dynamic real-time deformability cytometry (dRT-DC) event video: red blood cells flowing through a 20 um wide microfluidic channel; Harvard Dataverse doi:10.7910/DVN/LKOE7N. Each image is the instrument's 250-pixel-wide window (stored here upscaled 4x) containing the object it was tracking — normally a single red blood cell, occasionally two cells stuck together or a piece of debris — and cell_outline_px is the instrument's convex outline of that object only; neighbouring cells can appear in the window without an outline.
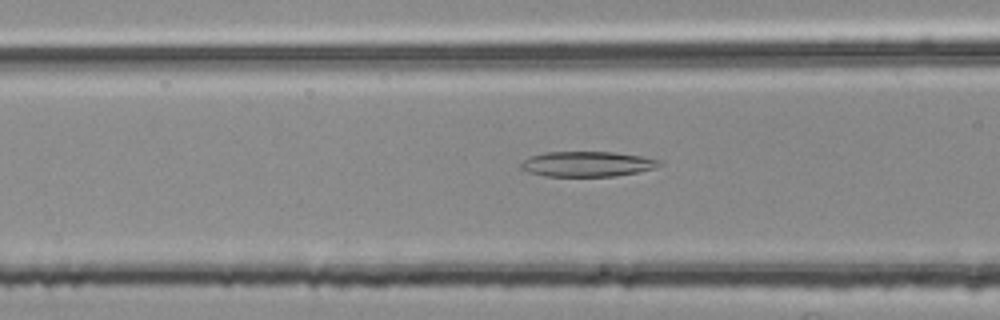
{"species": "common noctule bat (a hibernating species)", "species_latin": "Nyctalus noctula", "temperature_condition": "room temperature", "stored_images_in_passage": 43, "camera_frame_rate_fps": 3000, "um_per_image_px": 0.085, "animal": {"sex": "female", "body_mass_g": 25.1}, "frame": {"image": 1, "passage_image": 10, "time_ms": 3.0, "image_size_px": [1000, 320], "cell_outline_px": [[664, 164], [656, 168], [616, 176], [544, 176], [528, 172], [520, 168], [520, 164], [528, 156], [544, 152], [612, 152], [640, 156], [664, 160]], "centroid_in_image_um": [49.93, 13.94], "position_along_channel_um": 116.7, "area_um2": 20.52}}
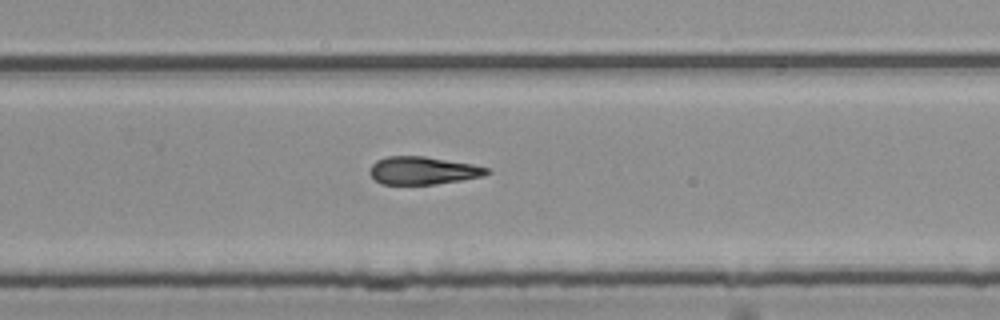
{"frame": {"image": 2, "passage_image": 24, "time_ms": 7.667, "image_size_px": [1000, 320], "cell_outline_px": [[492, 172], [484, 176], [436, 184], [380, 184], [368, 172], [372, 164], [376, 160], [388, 156], [424, 156], [472, 164], [488, 168]], "centroid_in_image_um": [35.94, 14.49], "position_along_channel_um": 293.9, "area_um2": 18.96}}
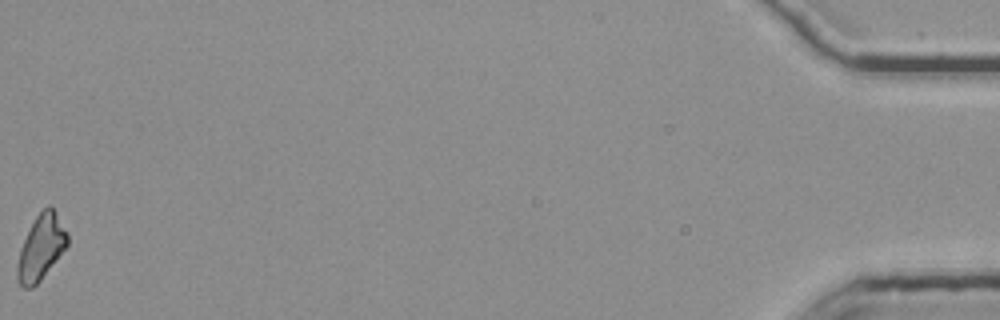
{"frame": {"image": 3, "passage_image": 43, "time_ms": 14.0, "image_size_px": [1000, 320], "cell_outline_px": [[68, 244], [40, 280], [32, 288], [24, 288], [20, 284], [16, 276], [16, 264], [20, 248], [36, 216], [48, 204], [56, 212], [68, 232]], "centroid_in_image_um": [3.48, 21.03], "position_along_channel_um": 431.7, "area_um2": 18.73}, "authors_computed_cell_mechanics": {"area_um2": 19.652, "velocity_mm_per_s": 3.8066, "shape_relaxation_time_tau1_ms": null, "shape_relaxation_time_tau2_ms": 7.7662, "deformation_change_tau1": null, "deformation_change_tau2": 0.2061}}